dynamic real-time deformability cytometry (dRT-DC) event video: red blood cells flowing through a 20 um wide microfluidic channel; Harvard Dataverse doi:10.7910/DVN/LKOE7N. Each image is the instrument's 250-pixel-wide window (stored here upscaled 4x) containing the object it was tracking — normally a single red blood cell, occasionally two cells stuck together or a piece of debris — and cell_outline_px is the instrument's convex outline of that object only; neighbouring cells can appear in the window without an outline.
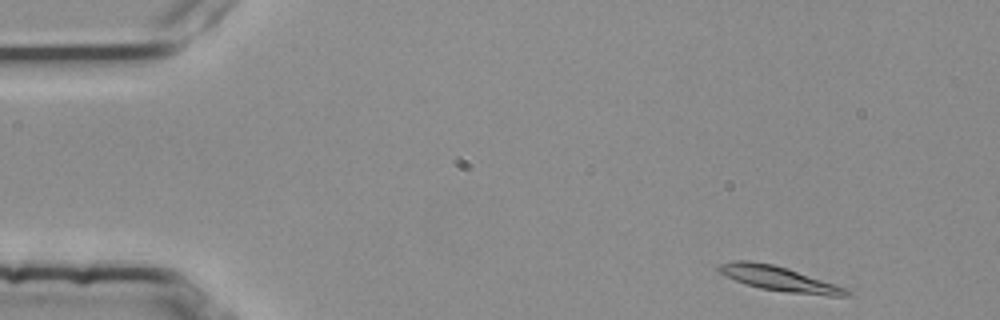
{"species": "common noctule bat (a hibernating species)", "species_latin": "Nyctalus noctula", "temperature_condition": "room temperature", "stored_images_in_passage": 3, "camera_frame_rate_fps": 3000, "um_per_image_px": 0.085, "animal": {"sex": "female", "body_mass_g": 25.1}, "frame": {"image": 1, "passage_image": 1, "time_ms": 0.0, "image_size_px": [1000, 320], "cell_outline_px": [[852, 292], [848, 296], [828, 296], [788, 292], [760, 288], [744, 284], [720, 272], [716, 268], [720, 264], [736, 260], [748, 260], [772, 264], [788, 268], [848, 288]], "centroid_in_image_um": [66.28, 23.69], "position_along_channel_um": 18.7, "area_um2": 18.38}}